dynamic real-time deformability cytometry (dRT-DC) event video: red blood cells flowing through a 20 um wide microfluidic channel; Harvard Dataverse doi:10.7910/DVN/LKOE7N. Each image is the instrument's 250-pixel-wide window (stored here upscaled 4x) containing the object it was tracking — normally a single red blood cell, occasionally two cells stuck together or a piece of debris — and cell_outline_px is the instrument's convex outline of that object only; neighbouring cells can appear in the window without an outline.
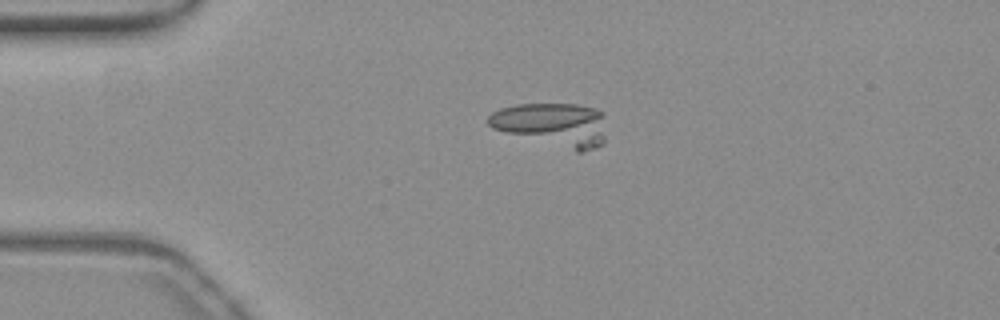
{"species": "common noctule bat (a hibernating species)", "species_latin": "Nyctalus noctula", "temperature_condition": "warm", "stored_images_in_passage": 56, "camera_frame_rate_fps": 3000, "um_per_image_px": 0.085, "animal": {"sex": "female", "body_mass_g": 19.3, "forearm_length_mm": 54.1}, "frame": {"image": 1, "passage_image": 14, "time_ms": 4.333, "image_size_px": [1000, 320], "cell_outline_px": [[604, 144], [596, 148], [580, 152], [576, 152], [492, 128], [488, 124], [488, 116], [492, 112], [500, 108], [516, 104], [576, 104], [596, 108], [604, 112]], "centroid_in_image_um": [47.01, 10.58], "position_along_channel_um": 38.0, "area_um2": 30.11}}